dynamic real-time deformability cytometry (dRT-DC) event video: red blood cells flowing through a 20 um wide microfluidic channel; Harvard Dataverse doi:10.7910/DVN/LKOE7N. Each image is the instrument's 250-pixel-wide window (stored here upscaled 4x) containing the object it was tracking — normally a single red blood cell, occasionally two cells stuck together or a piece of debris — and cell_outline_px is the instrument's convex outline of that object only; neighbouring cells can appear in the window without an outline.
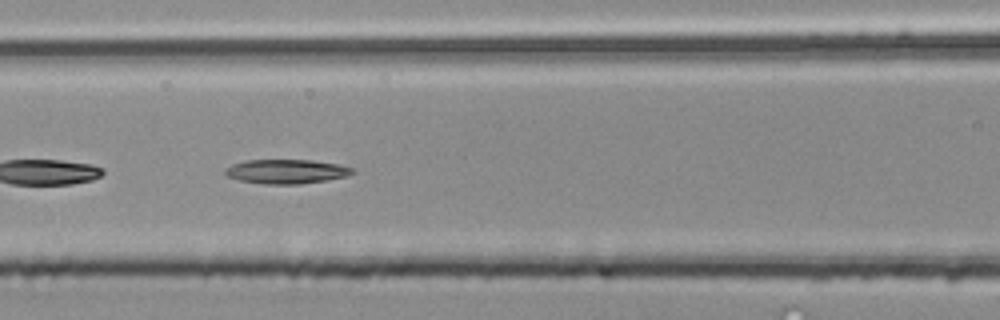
{"species": "common noctule bat (a hibernating species)", "species_latin": "Nyctalus noctula", "temperature_condition": "room temperature", "stored_images_in_passage": 53, "segment_of_instrument_passage": [2, 2], "camera_frame_rate_fps": 3000, "um_per_image_px": 0.085, "animal": {"sex": "male", "body_mass_g": 20.4}, "frame": {"image": 1, "passage_image": 23, "time_ms": 7.333, "image_size_px": [1000, 320], "cell_outline_px": [[352, 172], [348, 176], [328, 180], [300, 184], [264, 184], [240, 180], [228, 176], [224, 172], [224, 168], [232, 164], [248, 160], [312, 160], [340, 164], [352, 168]], "centroid_in_image_um": [24.34, 14.57], "position_along_channel_um": 142.3, "area_um2": 17.98}}
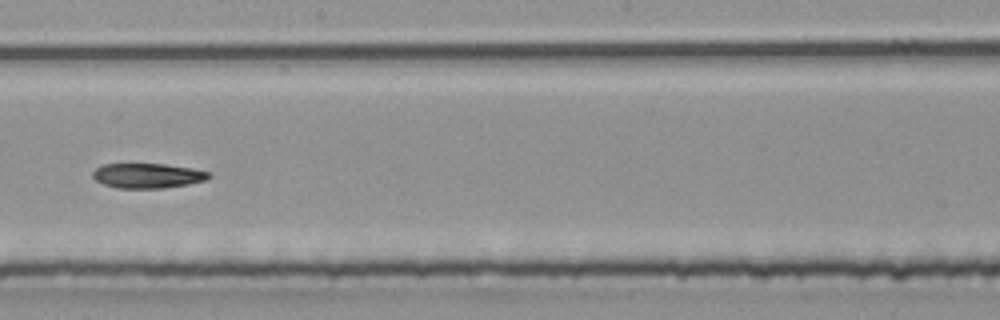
{"frame": {"image": 2, "passage_image": 30, "time_ms": 9.667, "image_size_px": [1000, 320], "cell_outline_px": [[212, 176], [204, 180], [188, 184], [164, 188], [116, 188], [104, 184], [96, 180], [92, 176], [92, 172], [100, 164], [164, 164], [192, 168], [208, 172]], "centroid_in_image_um": [12.51, 14.93], "position_along_channel_um": 235.7, "area_um2": 16.76}}
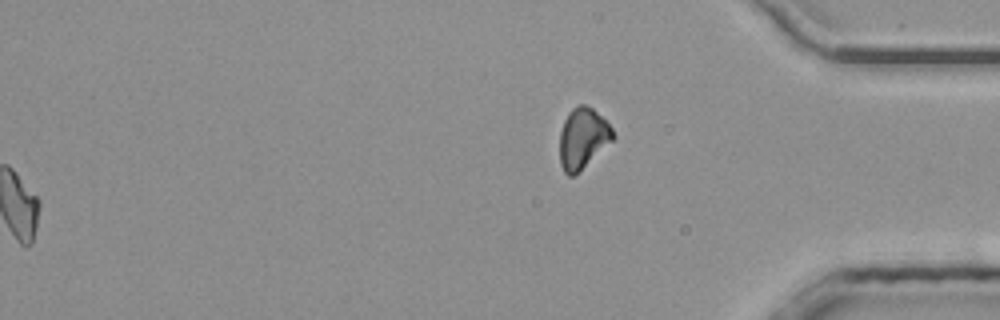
{"frame": {"image": 3, "passage_image": 53, "time_ms": 17.333, "image_size_px": [1000, 320], "cell_outline_px": [[616, 136], [580, 172], [572, 176], [568, 176], [564, 172], [560, 164], [560, 132], [564, 120], [568, 112], [576, 104], [584, 104], [592, 108], [612, 128]], "centroid_in_image_um": [49.52, 11.76], "position_along_channel_um": 385.7, "area_um2": 18.84}}